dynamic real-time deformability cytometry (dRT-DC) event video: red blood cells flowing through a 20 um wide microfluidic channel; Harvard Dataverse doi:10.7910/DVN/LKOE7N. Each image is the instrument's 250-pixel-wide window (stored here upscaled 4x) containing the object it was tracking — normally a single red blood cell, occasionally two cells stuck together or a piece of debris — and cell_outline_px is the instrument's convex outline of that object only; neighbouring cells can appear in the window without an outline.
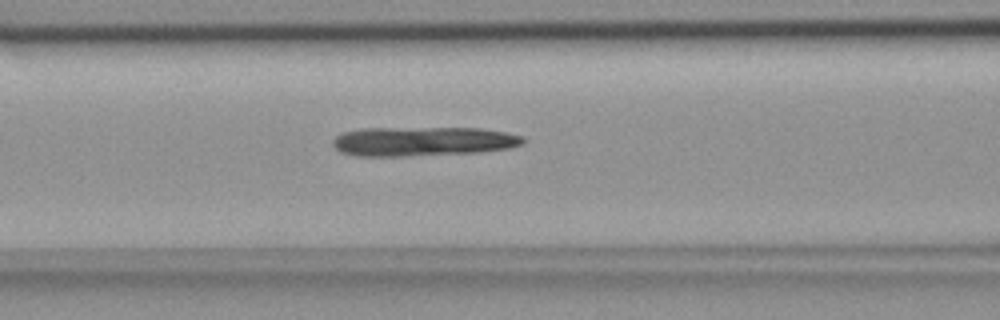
{"species": "common noctule bat (a hibernating species)", "species_latin": "Nyctalus noctula", "temperature_condition": "room temperature", "stored_images_in_passage": 38, "segment_of_instrument_passage": [1, 2], "camera_frame_rate_fps": 3000, "um_per_image_px": 0.085, "animal": {"sex": "female", "body_mass_g": 18.4}, "frame": {"image": 1, "passage_image": 6, "time_ms": 1.667, "image_size_px": [1000, 320], "cell_outline_px": [[524, 144], [508, 148], [480, 152], [408, 156], [356, 156], [340, 152], [332, 144], [332, 140], [336, 136], [344, 132], [360, 128], [484, 128], [504, 132], [520, 136], [524, 140]], "centroid_in_image_um": [35.91, 12.02], "position_along_channel_um": 130.7, "area_um2": 32.6}}
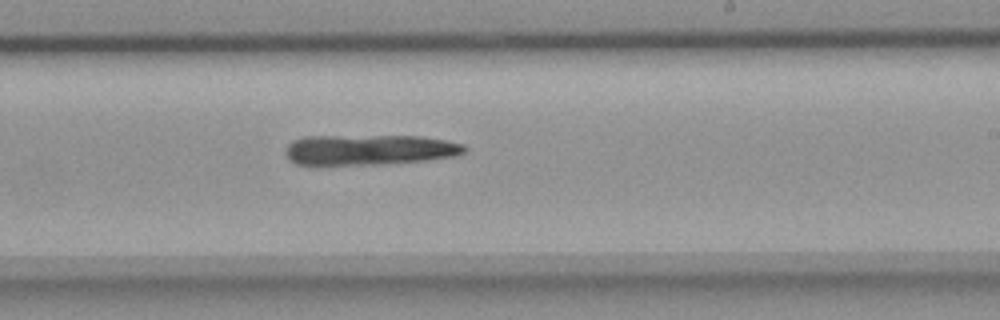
{"frame": {"image": 2, "passage_image": 16, "time_ms": 5.0, "image_size_px": [1000, 320], "cell_outline_px": [[468, 148], [464, 152], [456, 156], [428, 160], [384, 164], [328, 168], [312, 168], [296, 164], [288, 160], [284, 152], [288, 144], [292, 140], [304, 136], [420, 136], [444, 140], [464, 144]], "centroid_in_image_um": [31.24, 12.78], "position_along_channel_um": 257.8, "area_um2": 33.35}}
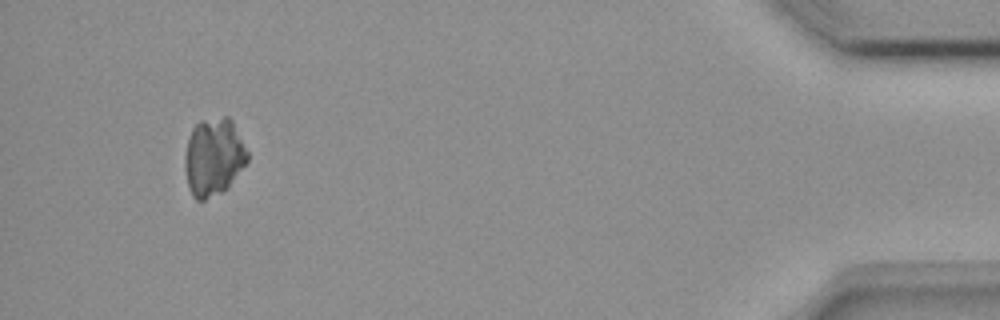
{"frame": {"image": 3, "passage_image": 34, "time_ms": 11.0, "image_size_px": [1000, 320], "cell_outline_px": [[248, 160], [228, 184], [220, 192], [204, 200], [196, 200], [192, 196], [188, 188], [184, 168], [184, 156], [188, 140], [192, 128], [200, 120], [224, 116], [228, 116], [232, 120], [248, 152]], "centroid_in_image_um": [18.12, 13.31], "position_along_channel_um": 417.1, "area_um2": 28.09}}